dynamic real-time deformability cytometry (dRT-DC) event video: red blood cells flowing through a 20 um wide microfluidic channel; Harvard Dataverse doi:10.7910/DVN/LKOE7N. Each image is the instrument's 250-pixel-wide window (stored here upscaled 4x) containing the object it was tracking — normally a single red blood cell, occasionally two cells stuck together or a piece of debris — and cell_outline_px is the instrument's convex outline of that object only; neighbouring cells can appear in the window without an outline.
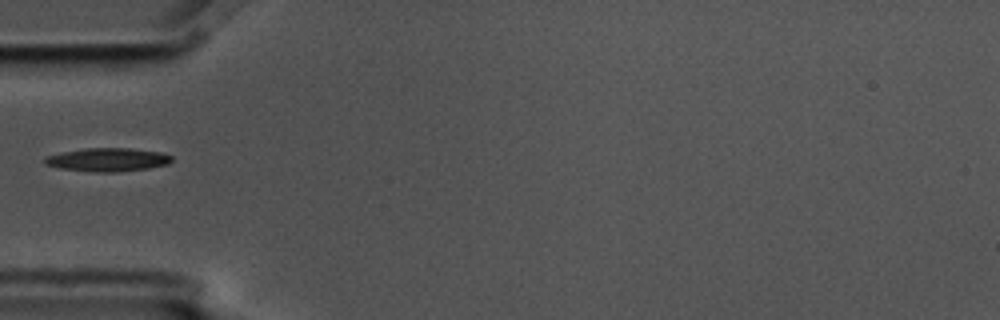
{"species": "common noctule bat (a hibernating species)", "species_latin": "Nyctalus noctula", "temperature_condition": "cold", "stored_images_in_passage": 9, "camera_frame_rate_fps": 3000, "um_per_image_px": 0.085, "animal": {"sex": "male", "body_mass_g": 17.5, "forearm_length_mm": 52.3}, "frame": {"image": 1, "passage_image": 6, "time_ms": 1.667, "image_size_px": [1000, 320], "cell_outline_px": [[172, 160], [168, 164], [148, 168], [116, 172], [92, 172], [60, 168], [44, 164], [44, 156], [60, 152], [84, 148], [128, 148], [160, 152], [172, 156]], "centroid_in_image_um": [9.1, 13.57], "position_along_channel_um": 75.9, "area_um2": 17.4}}